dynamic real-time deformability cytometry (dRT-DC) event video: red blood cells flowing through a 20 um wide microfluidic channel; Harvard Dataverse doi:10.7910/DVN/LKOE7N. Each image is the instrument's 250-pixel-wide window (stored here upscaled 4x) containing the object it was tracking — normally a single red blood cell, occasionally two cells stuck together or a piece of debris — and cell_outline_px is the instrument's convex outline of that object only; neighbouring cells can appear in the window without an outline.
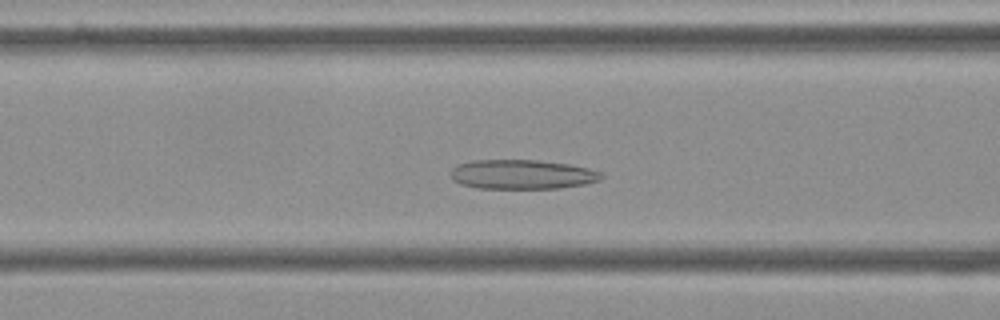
{"species": "Egyptian fruit bat (a non-hibernating species)", "species_latin": "Rousettus aegyptiacus", "temperature_condition": "cold", "stored_images_in_passage": 51, "camera_frame_rate_fps": 3000, "um_per_image_px": 0.085, "frame": {"image": 1, "passage_image": 17, "time_ms": 5.333, "image_size_px": [1000, 320], "cell_outline_px": [[604, 176], [600, 180], [584, 184], [560, 188], [476, 188], [460, 184], [452, 180], [448, 172], [456, 164], [472, 160], [536, 160], [568, 164], [588, 168], [600, 172]], "centroid_in_image_um": [44.31, 14.82], "position_along_channel_um": 122.3, "area_um2": 26.01}}
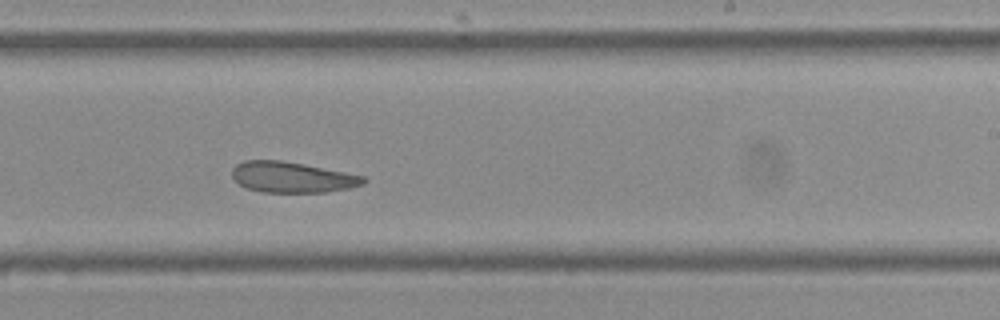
{"frame": {"image": 2, "passage_image": 29, "time_ms": 9.333, "image_size_px": [1000, 320], "cell_outline_px": [[368, 180], [364, 184], [348, 188], [324, 192], [260, 192], [244, 188], [232, 176], [232, 168], [236, 164], [244, 160], [280, 160], [304, 164], [364, 176]], "centroid_in_image_um": [24.8, 15.06], "position_along_channel_um": 264.2, "area_um2": 23.52}}
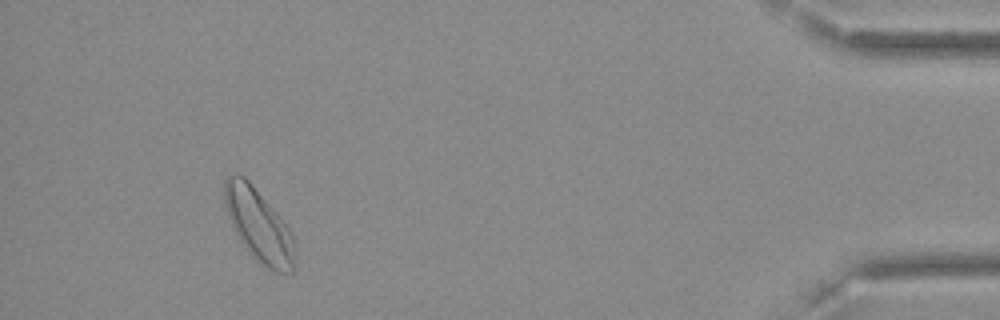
{"frame": {"image": 3, "passage_image": 47, "time_ms": 15.333, "image_size_px": [1000, 320], "cell_outline_px": [[296, 268], [292, 272], [276, 272], [268, 268], [248, 252], [236, 236], [228, 216], [224, 204], [224, 180], [228, 172], [236, 172], [244, 176], [248, 180], [280, 216], [292, 232]], "centroid_in_image_um": [21.96, 19.11], "position_along_channel_um": 413.2, "area_um2": 30.06}, "authors_computed_cell_mechanics": {"area_um2": 26.4146, "velocity_mm_per_s": 3.558, "shape_relaxation_time_tau1_ms": 8.9732, "shape_relaxation_time_tau2_ms": 4.5513, "deformation_change_tau1": 0.1537, "deformation_change_tau2": 0.1136}}